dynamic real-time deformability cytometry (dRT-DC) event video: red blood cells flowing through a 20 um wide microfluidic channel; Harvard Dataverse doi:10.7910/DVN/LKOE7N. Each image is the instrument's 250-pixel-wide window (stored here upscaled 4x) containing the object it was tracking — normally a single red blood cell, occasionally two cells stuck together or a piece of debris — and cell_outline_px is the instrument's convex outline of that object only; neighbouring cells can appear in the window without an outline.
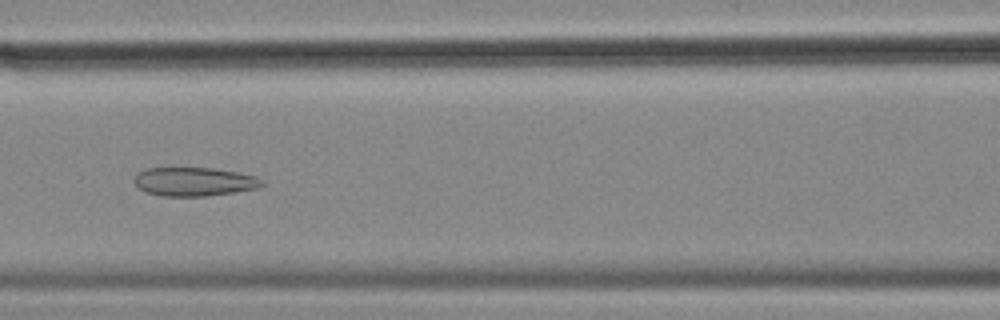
{"species": "common noctule bat (a hibernating species)", "species_latin": "Nyctalus noctula", "temperature_condition": "cold", "stored_images_in_passage": 41, "camera_frame_rate_fps": 3000, "um_per_image_px": 0.085, "animal": {"sex": "female", "body_mass_g": 18.4}, "frame": {"image": 1, "passage_image": 9, "time_ms": 2.667, "image_size_px": [1000, 320], "cell_outline_px": [[264, 184], [260, 188], [236, 192], [204, 196], [164, 196], [148, 192], [140, 188], [136, 184], [136, 172], [148, 168], [212, 168], [240, 172], [256, 176], [264, 180]], "centroid_in_image_um": [16.59, 15.43], "position_along_channel_um": 150.0, "area_um2": 21.39}}
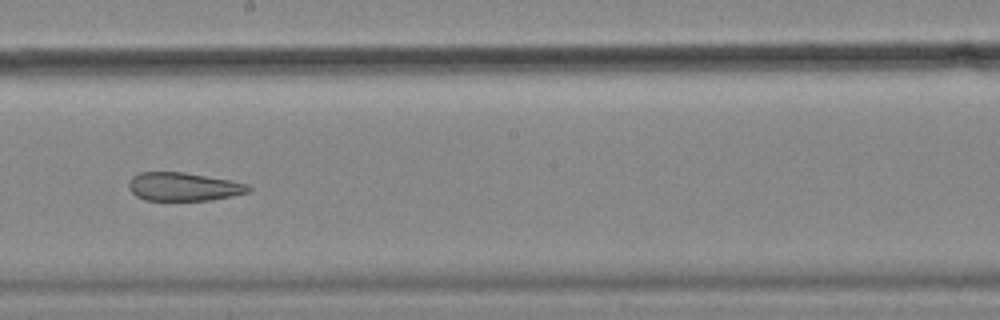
{"frame": {"image": 2, "passage_image": 16, "time_ms": 5.0, "image_size_px": [1000, 320], "cell_outline_px": [[252, 188], [248, 192], [232, 196], [212, 200], [144, 200], [136, 196], [128, 188], [128, 180], [132, 176], [140, 172], [184, 172], [232, 180], [248, 184]], "centroid_in_image_um": [15.59, 15.86], "position_along_channel_um": 232.6, "area_um2": 20.0}}
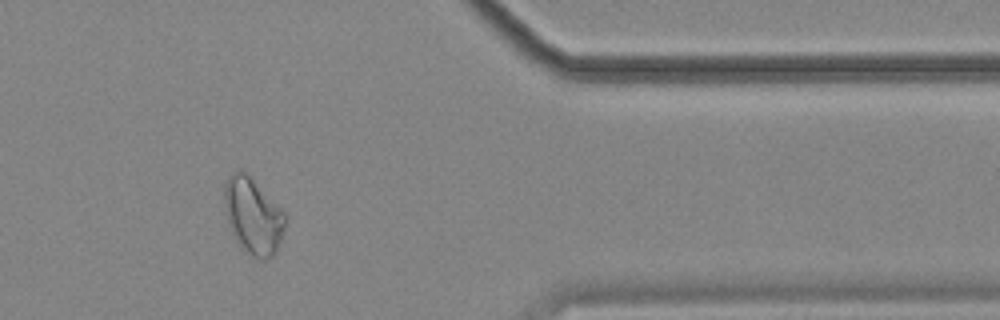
{"frame": {"image": 3, "passage_image": 31, "time_ms": 10.0, "image_size_px": [1000, 320], "cell_outline_px": [[284, 232], [272, 256], [268, 260], [260, 260], [252, 256], [240, 248], [232, 232], [224, 208], [224, 188], [228, 176], [240, 168], [284, 212]], "centroid_in_image_um": [21.47, 18.39], "position_along_channel_um": 389.9, "area_um2": 26.41}, "authors_computed_cell_mechanics": {"area_um2": 23.1778, "velocity_mm_per_s": 3.5549, "shape_relaxation_time_tau1_ms": null, "shape_relaxation_time_tau2_ms": 3.0283, "deformation_change_tau1": null, "deformation_change_tau2": 0.1104}}